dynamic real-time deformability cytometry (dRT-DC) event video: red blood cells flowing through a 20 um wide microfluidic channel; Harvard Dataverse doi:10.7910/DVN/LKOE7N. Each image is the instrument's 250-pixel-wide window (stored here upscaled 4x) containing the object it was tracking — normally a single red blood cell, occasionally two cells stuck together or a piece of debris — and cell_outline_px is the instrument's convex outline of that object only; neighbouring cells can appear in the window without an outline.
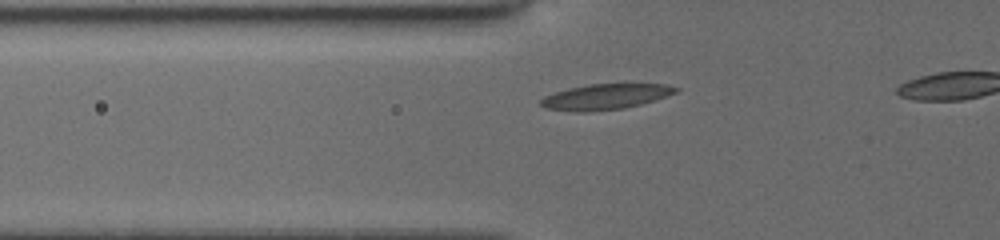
{"species": "common noctule bat (a hibernating species)", "species_latin": "Nyctalus noctula", "temperature_condition": "cold", "stored_images_in_passage": 34, "camera_frame_rate_fps": 3000, "um_per_image_px": 0.085, "animal": {"sex": "female", "body_mass_g": 19.5, "forearm_length_mm": 54.1}, "frame": {"image": 1, "passage_image": 6, "time_ms": 1.667, "image_size_px": [1000, 240], "cell_outline_px": [[680, 88], [676, 92], [640, 104], [624, 108], [584, 112], [576, 112], [544, 108], [540, 104], [540, 100], [544, 96], [568, 88], [588, 84], [664, 84]], "centroid_in_image_um": [51.4, 8.22], "position_along_channel_um": 74.4, "area_um2": 19.83}}
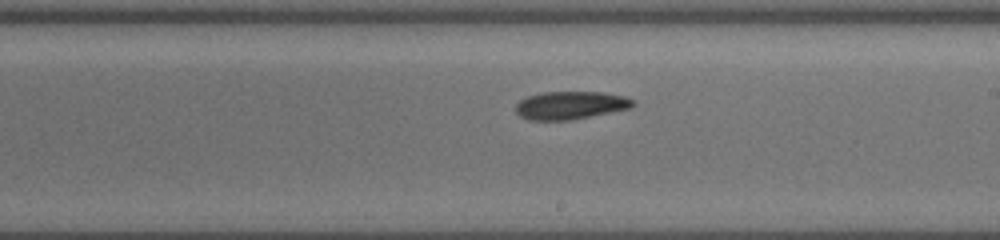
{"frame": {"image": 2, "passage_image": 19, "time_ms": 6.0, "image_size_px": [1000, 240], "cell_outline_px": [[636, 104], [632, 108], [568, 120], [528, 120], [520, 116], [516, 112], [516, 104], [520, 100], [528, 96], [540, 92], [604, 92], [624, 96], [636, 100]], "centroid_in_image_um": [48.51, 8.94], "position_along_channel_um": 240.5, "area_um2": 19.19}}
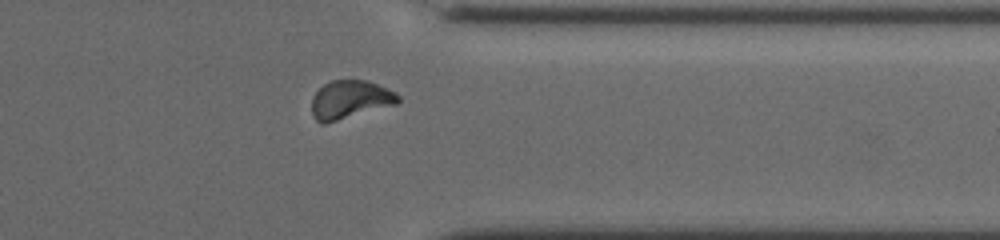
{"frame": {"image": 3, "passage_image": 30, "time_ms": 9.667, "image_size_px": [1000, 240], "cell_outline_px": [[400, 100], [396, 104], [324, 124], [320, 124], [312, 116], [312, 96], [324, 84], [332, 80], [368, 80], [388, 88], [396, 92], [400, 96]], "centroid_in_image_um": [29.75, 8.46], "position_along_channel_um": 381.6, "area_um2": 19.36}}